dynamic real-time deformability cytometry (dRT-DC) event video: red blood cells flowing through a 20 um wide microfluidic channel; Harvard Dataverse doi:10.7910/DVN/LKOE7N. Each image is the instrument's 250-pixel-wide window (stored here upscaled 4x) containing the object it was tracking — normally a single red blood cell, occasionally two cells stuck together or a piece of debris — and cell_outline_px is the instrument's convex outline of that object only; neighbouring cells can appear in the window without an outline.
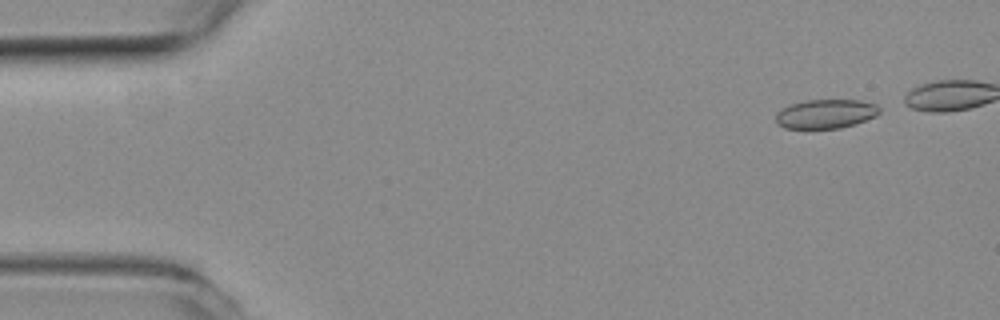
{"species": "common noctule bat (a hibernating species)", "species_latin": "Nyctalus noctula", "temperature_condition": "room temperature", "stored_images_in_passage": 32, "camera_frame_rate_fps": 3000, "um_per_image_px": 0.085, "animal": {"sex": "female", "body_mass_g": 19.3, "forearm_length_mm": 54.1}, "frame": {"image": 1, "passage_image": 3, "time_ms": 0.667, "image_size_px": [1000, 320], "cell_outline_px": [[880, 112], [876, 116], [856, 124], [840, 128], [784, 128], [776, 124], [776, 112], [780, 108], [804, 100], [860, 100], [876, 104], [880, 108]], "centroid_in_image_um": [70.18, 9.68], "position_along_channel_um": 14.8, "area_um2": 17.74}}
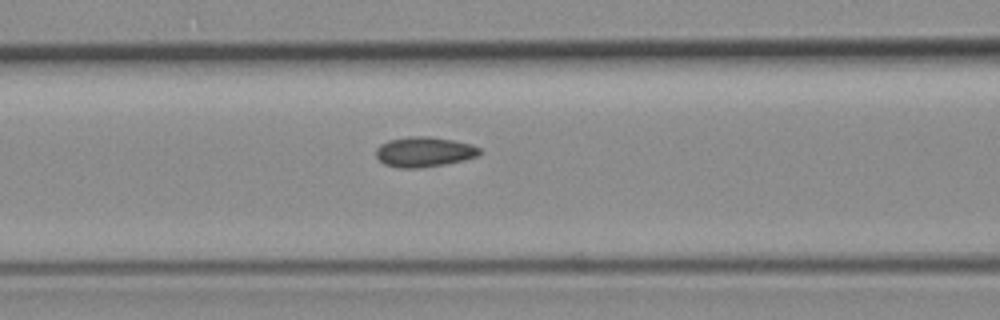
{"frame": {"image": 2, "passage_image": 21, "time_ms": 6.667, "image_size_px": [1000, 320], "cell_outline_px": [[480, 156], [464, 160], [444, 164], [420, 168], [396, 168], [384, 164], [376, 156], [376, 148], [380, 144], [388, 140], [408, 136], [428, 136], [452, 140], [472, 144], [480, 148]], "centroid_in_image_um": [36.04, 12.91], "position_along_channel_um": 130.6, "area_um2": 18.32}}
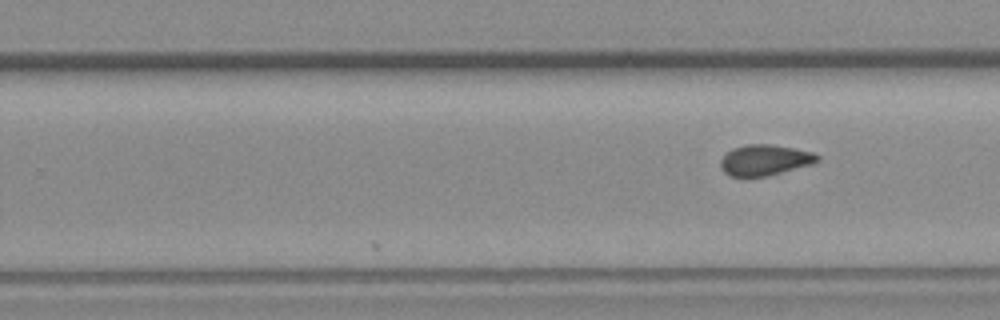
{"frame": {"image": 3, "passage_image": 32, "time_ms": 10.333, "image_size_px": [1000, 320], "cell_outline_px": [[820, 160], [816, 164], [768, 176], [732, 176], [724, 172], [720, 168], [720, 160], [732, 148], [748, 144], [772, 144], [812, 152], [820, 156]], "centroid_in_image_um": [65.05, 13.61], "position_along_channel_um": 264.7, "area_um2": 17.51}}